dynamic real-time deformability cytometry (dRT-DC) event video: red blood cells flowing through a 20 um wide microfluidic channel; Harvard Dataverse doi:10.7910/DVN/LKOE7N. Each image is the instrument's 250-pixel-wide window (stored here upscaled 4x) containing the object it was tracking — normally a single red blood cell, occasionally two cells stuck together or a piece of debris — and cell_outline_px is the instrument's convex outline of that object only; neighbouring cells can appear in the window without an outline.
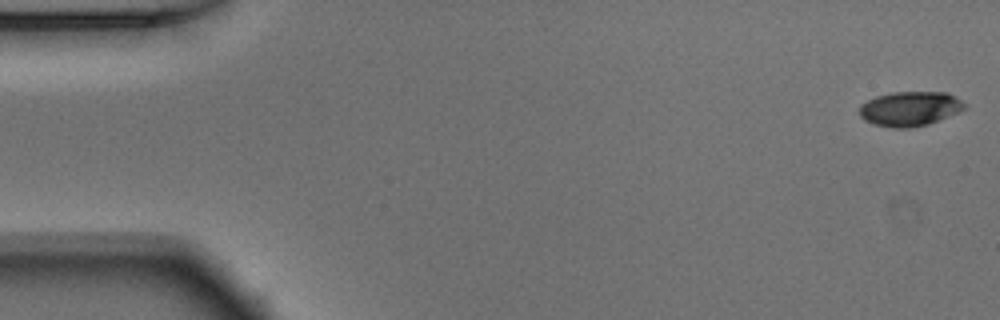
{"species": "Egyptian fruit bat (a non-hibernating species)", "species_latin": "Rousettus aegyptiacus", "temperature_condition": "warm", "stored_images_in_passage": 14, "camera_frame_rate_fps": 3000, "um_per_image_px": 0.085, "animal": {"sex": "male"}, "frame": {"image": 1, "passage_image": 1, "time_ms": 0.0, "image_size_px": [1000, 320], "cell_outline_px": [[964, 108], [956, 112], [928, 124], [912, 128], [892, 128], [872, 124], [864, 120], [860, 116], [860, 104], [876, 96], [892, 92], [948, 92], [960, 100], [964, 104]], "centroid_in_image_um": [77.28, 9.24], "position_along_channel_um": 7.7, "area_um2": 21.04}}
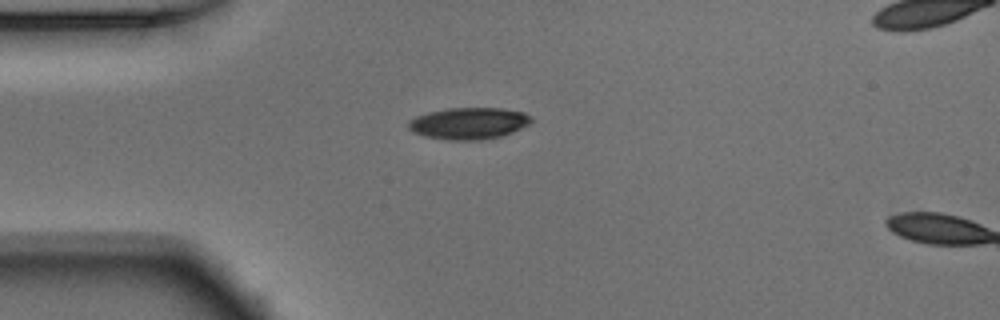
{"frame": {"image": 2, "passage_image": 13, "time_ms": 4.0, "image_size_px": [1000, 320], "cell_outline_px": [[532, 120], [528, 124], [504, 136], [480, 140], [448, 140], [424, 136], [412, 132], [408, 128], [408, 120], [416, 116], [428, 112], [448, 108], [500, 108], [524, 112]], "centroid_in_image_um": [39.8, 10.49], "position_along_channel_um": 45.2, "area_um2": 22.72}}